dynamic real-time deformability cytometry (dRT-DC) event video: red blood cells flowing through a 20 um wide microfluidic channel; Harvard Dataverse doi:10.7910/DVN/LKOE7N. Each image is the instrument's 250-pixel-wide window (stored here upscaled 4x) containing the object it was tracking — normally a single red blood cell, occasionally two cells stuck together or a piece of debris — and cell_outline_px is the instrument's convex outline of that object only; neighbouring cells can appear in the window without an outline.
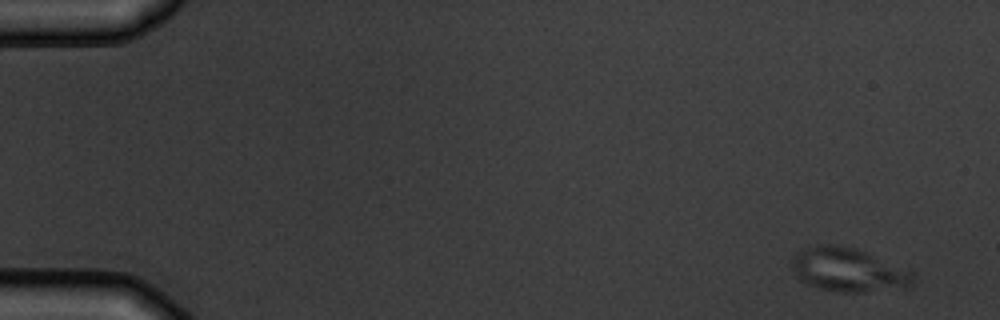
{"species": "common noctule bat (a hibernating species)", "species_latin": "Nyctalus noctula", "temperature_condition": "warm", "stored_images_in_passage": 5, "camera_frame_rate_fps": 3000, "um_per_image_px": 0.085, "animal": {"sex": "male", "body_mass_g": 19.5, "forearm_length_mm": 54.6}, "frame": {"image": 1, "passage_image": 1, "time_ms": 0.0, "image_size_px": [1000, 320], "cell_outline_px": [[916, 272], [912, 284], [908, 288], [860, 292], [836, 292], [820, 288], [800, 280], [796, 276], [792, 268], [792, 256], [796, 252], [804, 248], [816, 244], [836, 244], [856, 248]], "centroid_in_image_um": [72.12, 22.93], "position_along_channel_um": 12.9, "area_um2": 31.33}}